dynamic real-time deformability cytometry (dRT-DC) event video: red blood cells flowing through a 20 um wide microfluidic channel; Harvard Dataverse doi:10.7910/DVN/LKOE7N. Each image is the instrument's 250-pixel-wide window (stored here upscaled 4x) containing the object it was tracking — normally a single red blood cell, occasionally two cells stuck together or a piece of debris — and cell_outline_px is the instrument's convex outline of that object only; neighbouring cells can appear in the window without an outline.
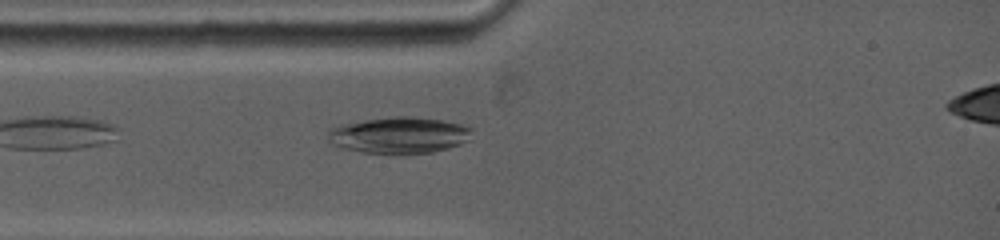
{"species": "common noctule bat (a hibernating species)", "species_latin": "Nyctalus noctula", "temperature_condition": "warm", "stored_images_in_passage": 3, "camera_frame_rate_fps": 5000, "um_per_image_px": 0.085, "animal": {"sex": "female", "body_mass_g": 19.0, "forearm_length_mm": 53.3}, "frame": {"image": 1, "passage_image": 3, "time_ms": 1.0, "image_size_px": [1000, 240], "cell_outline_px": [[472, 128], [468, 140], [460, 144], [448, 148], [432, 152], [364, 152], [344, 148], [332, 144], [328, 140], [328, 128], [340, 124], [364, 120], [396, 116], [408, 116], [444, 120], [460, 124]], "centroid_in_image_um": [33.9, 11.46], "position_along_channel_um": 51.1, "area_um2": 30.06}}